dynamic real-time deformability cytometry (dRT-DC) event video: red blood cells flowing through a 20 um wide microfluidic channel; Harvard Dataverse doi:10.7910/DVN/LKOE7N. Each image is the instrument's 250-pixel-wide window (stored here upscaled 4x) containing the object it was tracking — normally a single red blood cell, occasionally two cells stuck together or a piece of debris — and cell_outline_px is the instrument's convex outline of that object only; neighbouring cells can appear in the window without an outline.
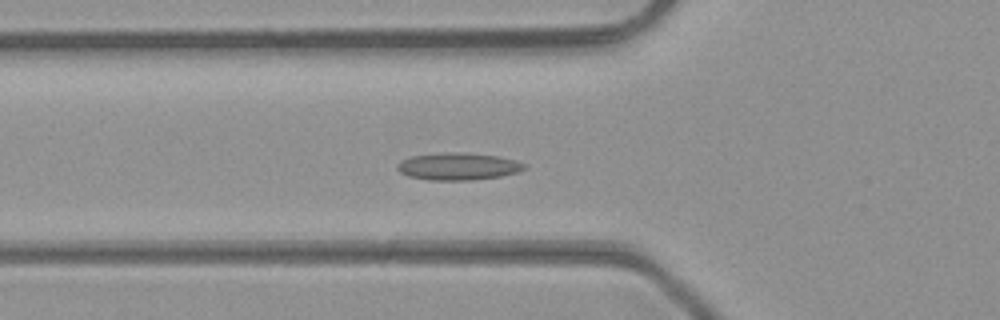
{"species": "common noctule bat (a hibernating species)", "species_latin": "Nyctalus noctula", "temperature_condition": "room temperature", "stored_images_in_passage": 48, "camera_frame_rate_fps": 3000, "um_per_image_px": 0.085, "animal": {"sex": "male", "body_mass_g": 23.1, "forearm_length_mm": 52.7}, "frame": {"image": 1, "passage_image": 17, "time_ms": 5.333, "image_size_px": [1000, 320], "cell_outline_px": [[528, 168], [516, 172], [500, 176], [472, 180], [428, 180], [408, 176], [400, 172], [396, 168], [396, 164], [400, 160], [412, 156], [444, 152], [456, 152], [500, 156], [516, 160], [528, 164]], "centroid_in_image_um": [38.95, 14.14], "position_along_channel_um": 86.9, "area_um2": 20.35}}
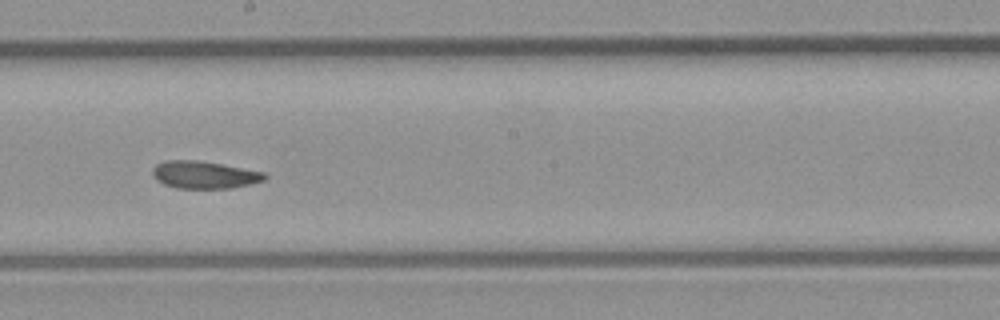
{"frame": {"image": 2, "passage_image": 27, "time_ms": 8.667, "image_size_px": [1000, 320], "cell_outline_px": [[268, 176], [264, 180], [232, 188], [176, 188], [164, 184], [156, 180], [152, 176], [152, 168], [156, 164], [164, 160], [196, 160], [220, 164], [264, 172]], "centroid_in_image_um": [17.31, 14.85], "position_along_channel_um": 230.9, "area_um2": 17.86}}
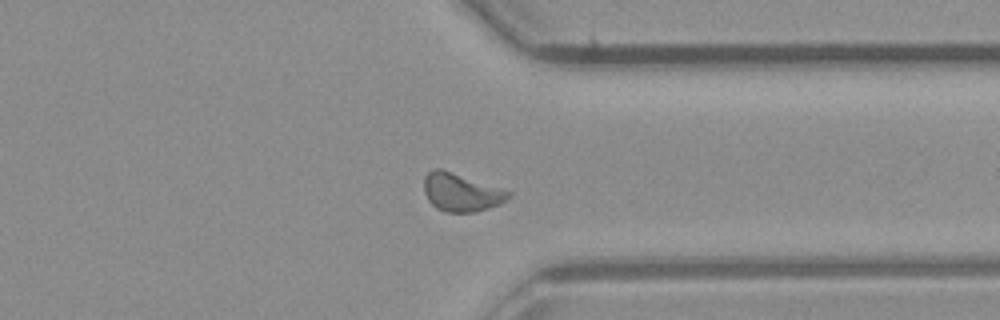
{"frame": {"image": 3, "passage_image": 37, "time_ms": 12.0, "image_size_px": [1000, 320], "cell_outline_px": [[512, 196], [500, 204], [476, 212], [444, 212], [436, 208], [428, 200], [424, 192], [424, 176], [432, 168], [440, 168], [512, 192]], "centroid_in_image_um": [39.18, 16.35], "position_along_channel_um": 372.2, "area_um2": 18.73}, "authors_computed_cell_mechanics": {"area_um2": 18.2648, "velocity_mm_per_s": 4.2923, "shape_relaxation_time_tau1_ms": null, "shape_relaxation_time_tau2_ms": 3.3903, "deformation_change_tau1": null, "deformation_change_tau2": 0.0957}}